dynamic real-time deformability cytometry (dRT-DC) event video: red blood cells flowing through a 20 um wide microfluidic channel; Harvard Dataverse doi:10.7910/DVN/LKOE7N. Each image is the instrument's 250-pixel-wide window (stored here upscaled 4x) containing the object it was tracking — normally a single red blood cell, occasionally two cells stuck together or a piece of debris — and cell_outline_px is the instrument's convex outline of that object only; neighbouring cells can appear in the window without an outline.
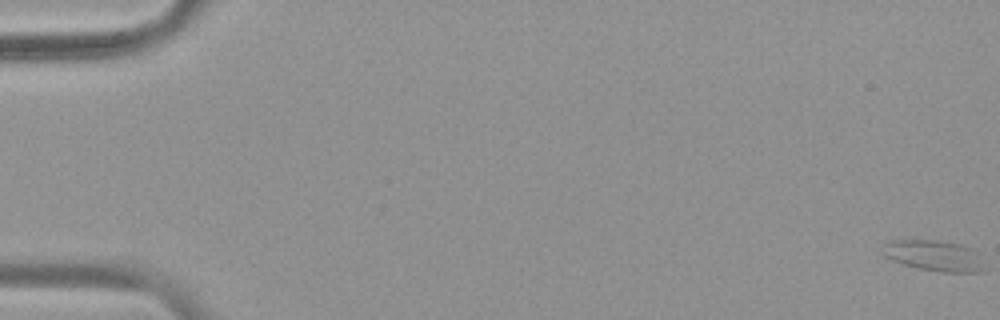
{"species": "common noctule bat (a hibernating species)", "species_latin": "Nyctalus noctula", "temperature_condition": "warm", "stored_images_in_passage": 57, "camera_frame_rate_fps": 3000, "um_per_image_px": 0.085, "animal": {"sex": "female", "body_mass_g": 19.9}, "frame": {"image": 1, "passage_image": 1, "time_ms": 0.0, "image_size_px": [1000, 320], "cell_outline_px": [[984, 272], [940, 272], [920, 268], [904, 264], [892, 260], [884, 256], [888, 240], [936, 240], [960, 244], [968, 248], [984, 268]], "centroid_in_image_um": [79.35, 21.73], "position_along_channel_um": 5.7, "area_um2": 17.46}}
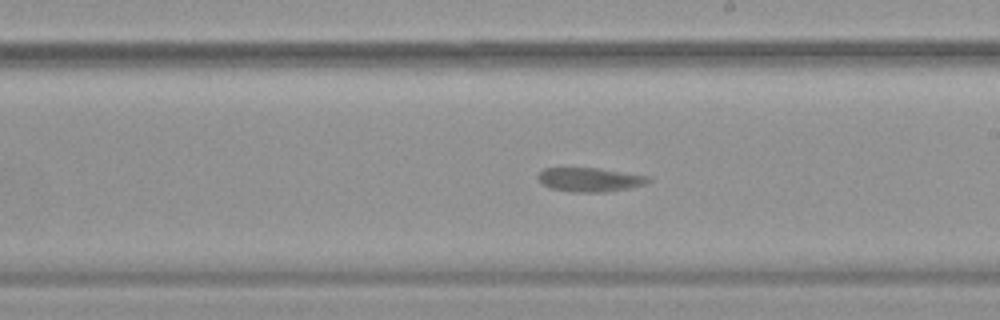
{"frame": {"image": 2, "passage_image": 34, "time_ms": 11.0, "image_size_px": [1000, 320], "cell_outline_px": [[652, 180], [644, 184], [628, 188], [604, 192], [572, 192], [552, 188], [544, 184], [536, 176], [544, 168], [596, 168], [648, 176]], "centroid_in_image_um": [50.13, 15.27], "position_along_channel_um": 238.9, "area_um2": 15.14}}
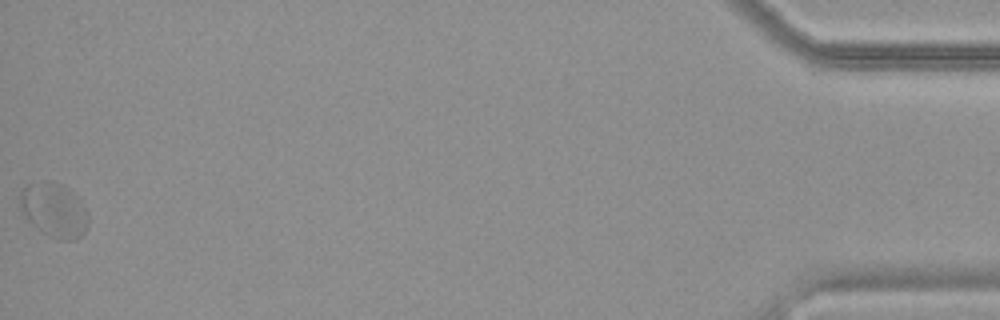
{"frame": {"image": 3, "passage_image": 57, "time_ms": 18.667, "image_size_px": [1000, 320], "cell_outline_px": [[88, 224], [84, 232], [76, 240], [60, 240], [48, 236], [36, 228], [28, 220], [20, 208], [20, 188], [28, 184], [44, 180], [60, 184], [68, 188], [80, 200], [88, 212]], "centroid_in_image_um": [4.59, 17.86], "position_along_channel_um": 430.6, "area_um2": 21.73}, "authors_computed_cell_mechanics": {"area_um2": 16.6464, "velocity_mm_per_s": 3.6923, "shape_relaxation_time_tau1_ms": null, "shape_relaxation_time_tau2_ms": 1.0409, "deformation_change_tau1": null, "deformation_change_tau2": 0.0509}}